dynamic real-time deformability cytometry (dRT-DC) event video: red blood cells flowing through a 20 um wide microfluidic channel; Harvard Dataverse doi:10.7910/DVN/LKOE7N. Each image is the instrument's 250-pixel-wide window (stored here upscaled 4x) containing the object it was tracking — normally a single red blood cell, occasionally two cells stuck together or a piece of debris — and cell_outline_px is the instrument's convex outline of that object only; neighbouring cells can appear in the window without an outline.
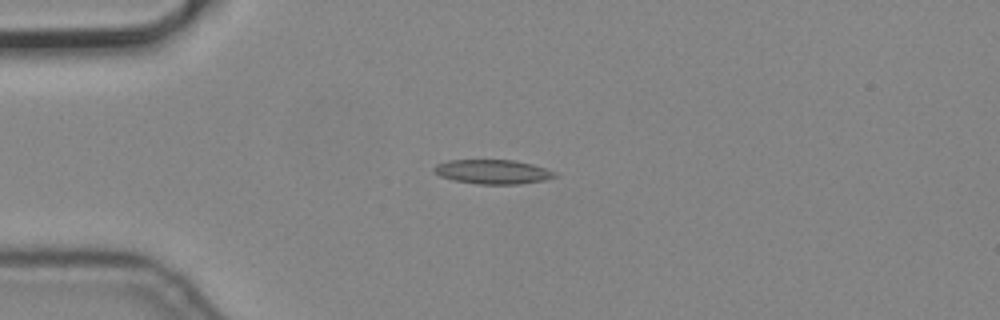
{"species": "common noctule bat (a hibernating species)", "species_latin": "Nyctalus noctula", "temperature_condition": "cold", "stored_images_in_passage": 10, "camera_frame_rate_fps": 3000, "um_per_image_px": 0.085, "animal": {"sex": "male", "body_mass_g": 19.2, "forearm_length_mm": 51.8}, "frame": {"image": 1, "passage_image": 4, "time_ms": 1.0, "image_size_px": [1000, 320], "cell_outline_px": [[556, 176], [544, 180], [520, 184], [480, 184], [452, 180], [440, 176], [432, 172], [432, 168], [436, 164], [448, 160], [516, 160], [532, 164], [556, 172]], "centroid_in_image_um": [41.83, 14.6], "position_along_channel_um": 43.2, "area_um2": 17.17}}
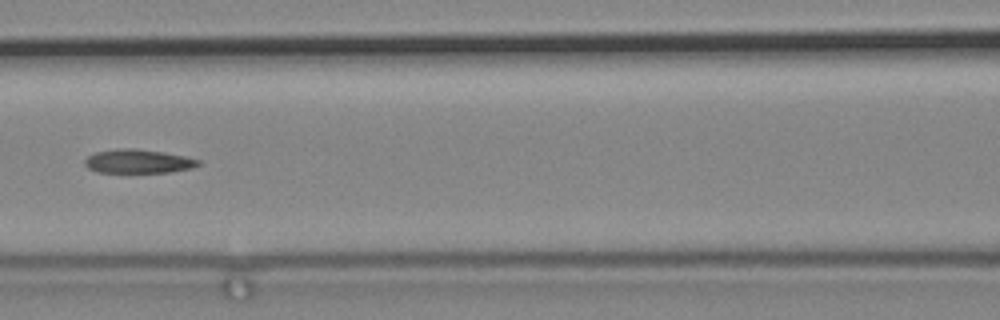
{"frame": {"image": 2, "passage_image": 7, "time_ms": 2.0, "image_size_px": [1000, 320], "cell_outline_px": [[200, 164], [192, 168], [168, 172], [96, 172], [88, 168], [84, 164], [84, 160], [88, 156], [96, 152], [116, 148], [136, 148], [164, 152], [184, 156], [200, 160]], "centroid_in_image_um": [11.72, 13.7], "position_along_channel_um": 154.9, "area_um2": 15.78}}
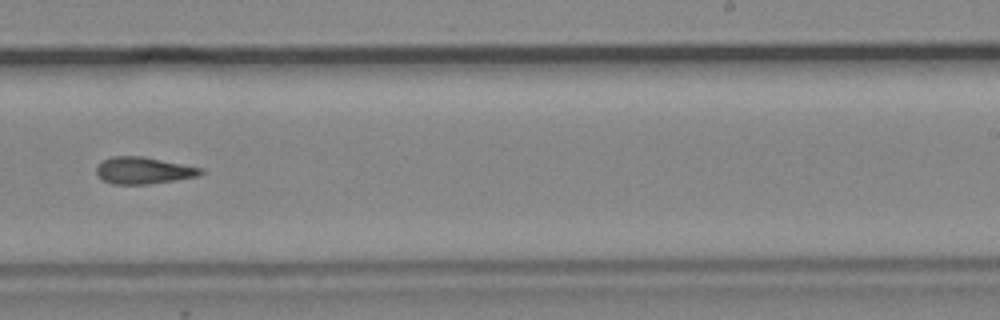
{"frame": {"image": 3, "passage_image": 10, "time_ms": 3.0, "image_size_px": [1000, 320], "cell_outline_px": [[204, 172], [200, 176], [176, 180], [148, 184], [112, 184], [104, 180], [96, 172], [96, 168], [104, 160], [112, 156], [144, 156], [200, 168]], "centroid_in_image_um": [12.21, 14.49], "position_along_channel_um": 276.8, "area_um2": 16.13}}